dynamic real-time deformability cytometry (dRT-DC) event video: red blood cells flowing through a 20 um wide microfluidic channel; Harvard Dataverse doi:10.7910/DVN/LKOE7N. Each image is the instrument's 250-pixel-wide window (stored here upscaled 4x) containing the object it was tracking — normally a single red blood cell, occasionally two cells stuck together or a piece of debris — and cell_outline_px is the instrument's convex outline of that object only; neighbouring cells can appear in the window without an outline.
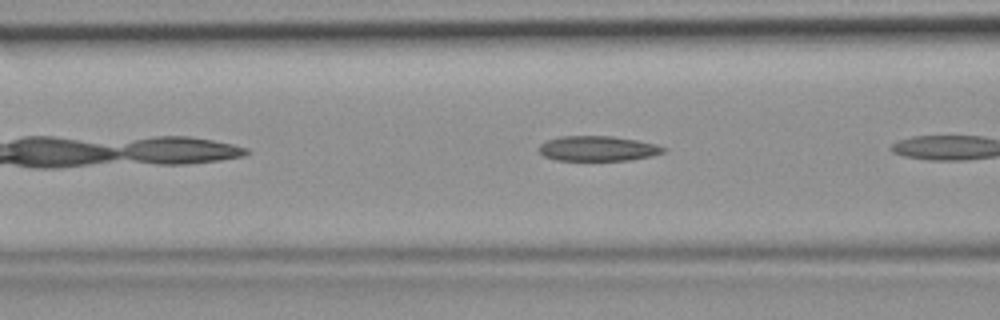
{"species": "common noctule bat (a hibernating species)", "species_latin": "Nyctalus noctula", "temperature_condition": "room temperature", "stored_images_in_passage": 5, "camera_frame_rate_fps": 3000, "um_per_image_px": 0.085, "animal": {"sex": "female", "body_mass_g": 19.9}, "frame": {"image": 1, "passage_image": 4, "time_ms": 1.0, "image_size_px": [1000, 320], "cell_outline_px": [[668, 148], [664, 152], [648, 156], [628, 160], [556, 160], [544, 156], [536, 148], [540, 144], [548, 140], [560, 136], [612, 136], [636, 140], [656, 144]], "centroid_in_image_um": [50.78, 12.62], "position_along_channel_um": 115.8, "area_um2": 18.09}}